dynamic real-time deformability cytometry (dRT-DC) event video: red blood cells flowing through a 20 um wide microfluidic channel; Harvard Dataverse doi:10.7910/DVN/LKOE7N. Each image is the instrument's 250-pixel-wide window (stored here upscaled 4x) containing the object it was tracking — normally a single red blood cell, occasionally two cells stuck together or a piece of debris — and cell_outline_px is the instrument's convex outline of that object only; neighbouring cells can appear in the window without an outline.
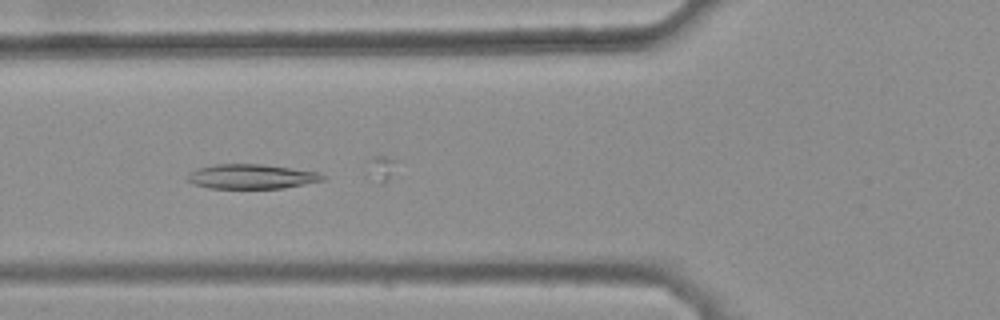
{"species": "common noctule bat (a hibernating species)", "species_latin": "Nyctalus noctula", "temperature_condition": "warm", "stored_images_in_passage": 43, "camera_frame_rate_fps": 3000, "um_per_image_px": 0.085, "animal": {"sex": "female", "body_mass_g": 25.1}, "frame": {"image": 1, "passage_image": 17, "time_ms": 5.333, "image_size_px": [1000, 320], "cell_outline_px": [[324, 180], [284, 188], [208, 188], [192, 184], [188, 180], [188, 172], [196, 168], [216, 164], [260, 164], [320, 172], [324, 176]], "centroid_in_image_um": [21.34, 15.0], "position_along_channel_um": 104.5, "area_um2": 19.36}}
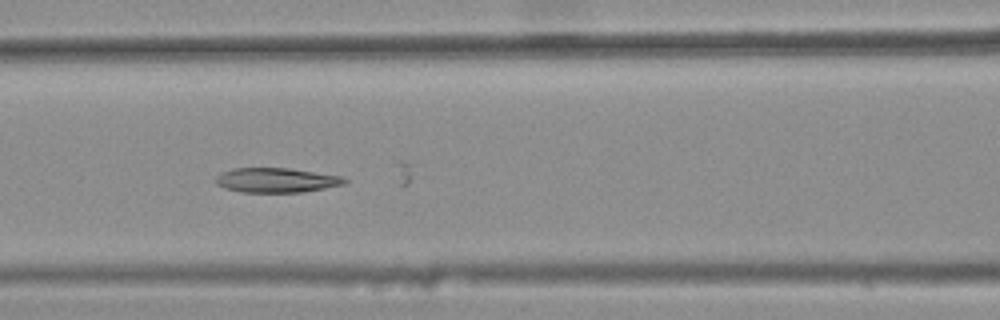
{"frame": {"image": 2, "passage_image": 20, "time_ms": 6.333, "image_size_px": [1000, 320], "cell_outline_px": [[348, 180], [344, 184], [304, 192], [240, 192], [224, 188], [216, 184], [216, 176], [220, 172], [232, 168], [288, 168], [344, 176]], "centroid_in_image_um": [23.47, 15.31], "position_along_channel_um": 143.1, "area_um2": 18.61}}
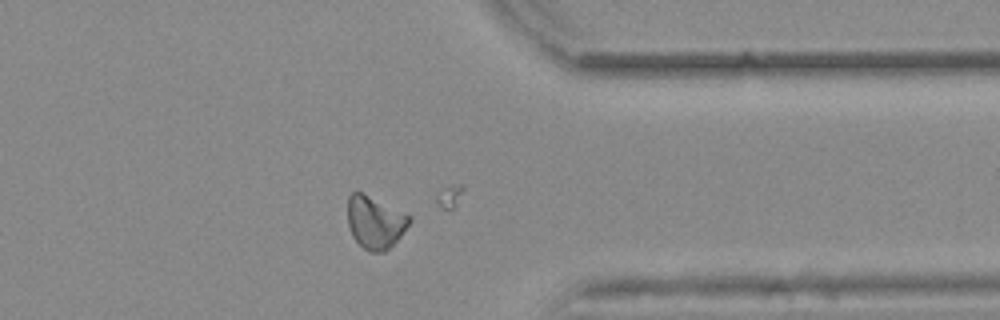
{"frame": {"image": 3, "passage_image": 39, "time_ms": 12.667, "image_size_px": [1000, 320], "cell_outline_px": [[412, 220], [400, 236], [384, 252], [372, 252], [364, 248], [352, 236], [348, 224], [348, 196], [352, 192], [360, 192], [412, 216]], "centroid_in_image_um": [31.88, 18.89], "position_along_channel_um": 379.5, "area_um2": 18.55}}